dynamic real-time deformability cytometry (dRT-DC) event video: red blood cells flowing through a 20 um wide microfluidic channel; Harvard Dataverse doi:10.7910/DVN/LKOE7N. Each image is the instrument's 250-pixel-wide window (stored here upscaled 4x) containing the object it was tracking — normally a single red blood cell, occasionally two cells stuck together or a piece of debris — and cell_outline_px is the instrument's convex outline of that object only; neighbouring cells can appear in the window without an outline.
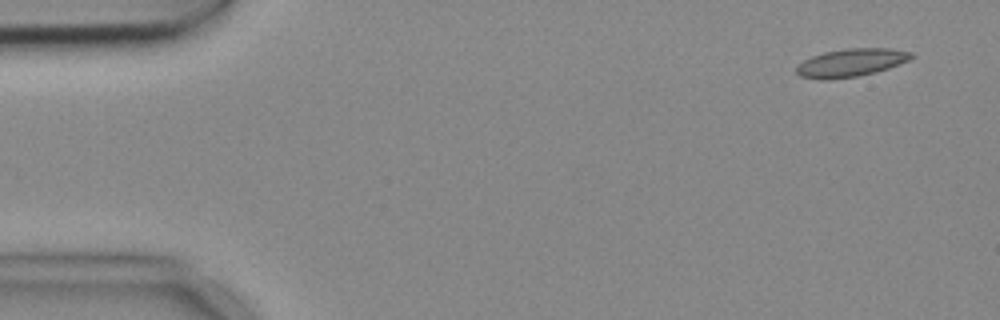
{"species": "common noctule bat (a hibernating species)", "species_latin": "Nyctalus noctula", "temperature_condition": "cold", "stored_images_in_passage": 7, "camera_frame_rate_fps": 3000, "um_per_image_px": 0.085, "animal": {"sex": "female", "body_mass_g": 18.4}, "frame": {"image": 1, "passage_image": 1, "time_ms": 0.0, "image_size_px": [1000, 320], "cell_outline_px": [[916, 56], [908, 60], [888, 68], [856, 76], [828, 80], [820, 80], [800, 76], [796, 72], [796, 68], [804, 60], [812, 56], [824, 52], [844, 48], [892, 48], [912, 52]], "centroid_in_image_um": [72.33, 5.32], "position_along_channel_um": 12.7, "area_um2": 18.67}}
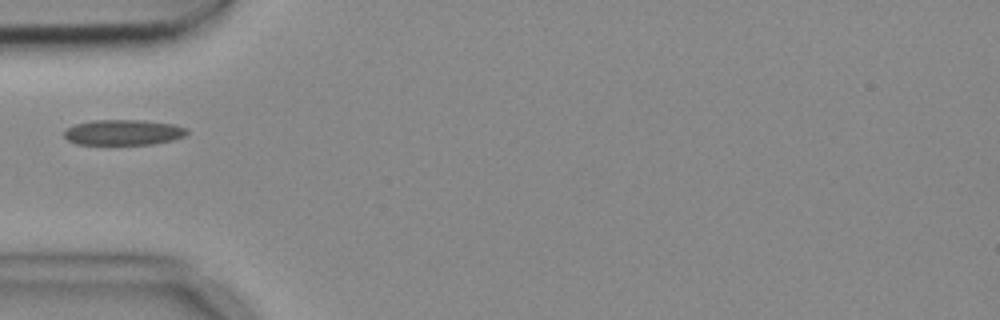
{"frame": {"image": 2, "passage_image": 4, "time_ms": 1.0, "image_size_px": [1000, 320], "cell_outline_px": [[188, 132], [184, 136], [172, 140], [152, 144], [76, 144], [68, 140], [64, 136], [64, 132], [68, 128], [76, 124], [92, 120], [144, 120], [172, 124], [188, 128]], "centroid_in_image_um": [10.5, 11.25], "position_along_channel_um": 74.5, "area_um2": 18.15}}
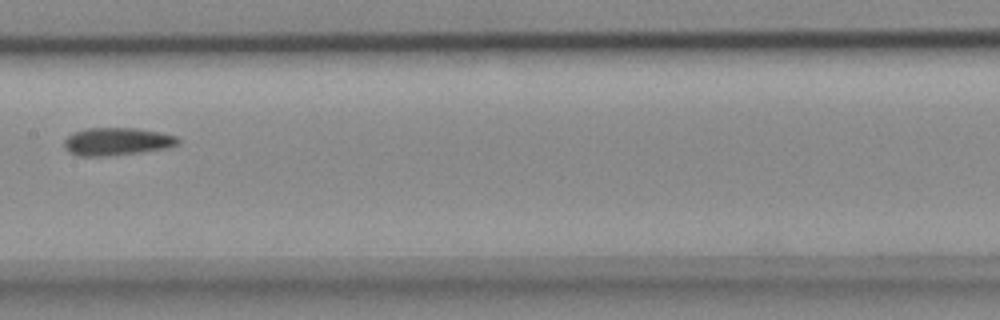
{"frame": {"image": 3, "passage_image": 7, "time_ms": 2.0, "image_size_px": [1000, 320], "cell_outline_px": [[180, 144], [168, 148], [140, 152], [108, 156], [76, 156], [68, 152], [64, 148], [64, 140], [72, 132], [88, 128], [136, 128], [160, 132], [176, 136], [180, 140]], "centroid_in_image_um": [9.93, 12.03], "position_along_channel_um": 197.5, "area_um2": 18.61}}